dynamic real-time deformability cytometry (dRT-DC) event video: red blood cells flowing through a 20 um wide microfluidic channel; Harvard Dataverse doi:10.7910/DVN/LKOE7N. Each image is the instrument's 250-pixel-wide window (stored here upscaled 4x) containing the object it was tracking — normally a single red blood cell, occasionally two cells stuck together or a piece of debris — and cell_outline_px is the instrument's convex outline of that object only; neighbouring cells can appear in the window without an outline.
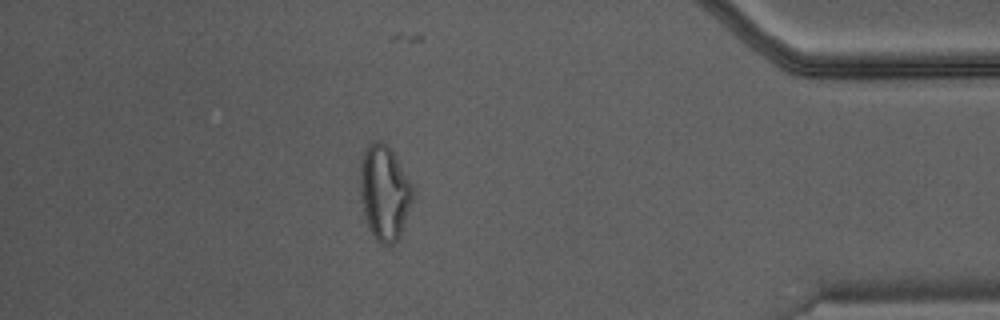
{"species": "Egyptian fruit bat (a non-hibernating species)", "species_latin": "Rousettus aegyptiacus", "temperature_condition": "warm", "stored_images_in_passage": 37, "camera_frame_rate_fps": 3000, "um_per_image_px": 0.085, "animal": {"sex": "male"}, "frame": {"image": 1, "passage_image": 32, "time_ms": 10.333, "image_size_px": [1000, 320], "cell_outline_px": [[416, 192], [400, 240], [392, 244], [380, 244], [376, 240], [368, 224], [364, 212], [360, 192], [360, 164], [364, 148], [372, 140], [380, 140], [388, 144], [396, 156]], "centroid_in_image_um": [32.71, 16.35], "position_along_channel_um": 402.5, "area_um2": 29.71}}